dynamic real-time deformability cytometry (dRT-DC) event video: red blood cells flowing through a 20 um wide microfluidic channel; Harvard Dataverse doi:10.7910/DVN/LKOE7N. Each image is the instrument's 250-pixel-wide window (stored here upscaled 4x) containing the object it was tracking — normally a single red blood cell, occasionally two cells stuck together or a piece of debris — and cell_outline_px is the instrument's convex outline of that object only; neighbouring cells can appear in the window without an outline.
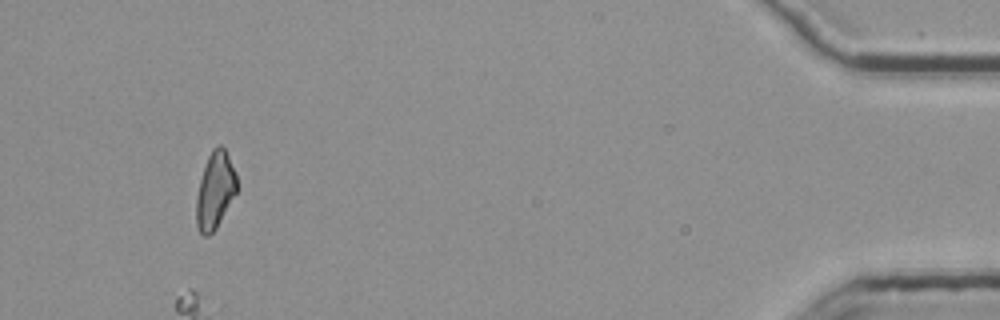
{"species": "common noctule bat (a hibernating species)", "species_latin": "Nyctalus noctula", "temperature_condition": "room temperature", "stored_images_in_passage": 55, "segment_of_instrument_passage": [2, 3], "camera_frame_rate_fps": 3000, "um_per_image_px": 0.085, "animal": {"sex": "female", "body_mass_g": 25.1}, "frame": {"image": 1, "passage_image": 51, "time_ms": 16.667, "image_size_px": [1000, 320], "cell_outline_px": [[236, 192], [216, 228], [208, 236], [204, 236], [200, 232], [196, 224], [196, 200], [200, 180], [208, 156], [212, 148], [216, 144], [220, 144], [224, 148], [236, 172]], "centroid_in_image_um": [18.27, 16.16], "position_along_channel_um": 416.9, "area_um2": 17.86}}